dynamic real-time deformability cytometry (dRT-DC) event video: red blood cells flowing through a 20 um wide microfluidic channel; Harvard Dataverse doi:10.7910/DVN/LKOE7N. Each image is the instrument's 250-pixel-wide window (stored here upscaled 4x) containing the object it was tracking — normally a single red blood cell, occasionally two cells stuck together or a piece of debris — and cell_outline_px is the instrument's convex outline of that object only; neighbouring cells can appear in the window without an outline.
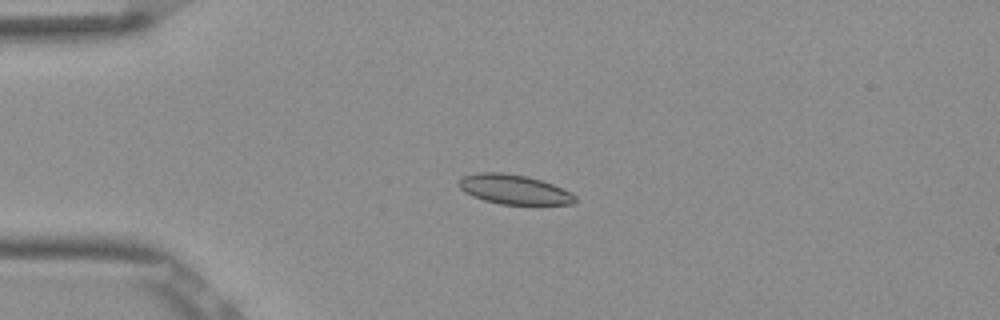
{"species": "Egyptian fruit bat (a non-hibernating species)", "species_latin": "Rousettus aegyptiacus", "temperature_condition": "room temperature", "stored_images_in_passage": 44, "camera_frame_rate_fps": 3000, "um_per_image_px": 0.085, "frame": {"image": 1, "passage_image": 13, "time_ms": 4.0, "image_size_px": [1000, 320], "cell_outline_px": [[576, 200], [572, 204], [500, 204], [484, 200], [472, 196], [464, 192], [460, 188], [460, 180], [464, 176], [476, 172], [500, 172], [524, 176], [540, 180], [552, 184], [576, 196]], "centroid_in_image_um": [43.65, 16.1], "position_along_channel_um": 41.3, "area_um2": 19.65}}
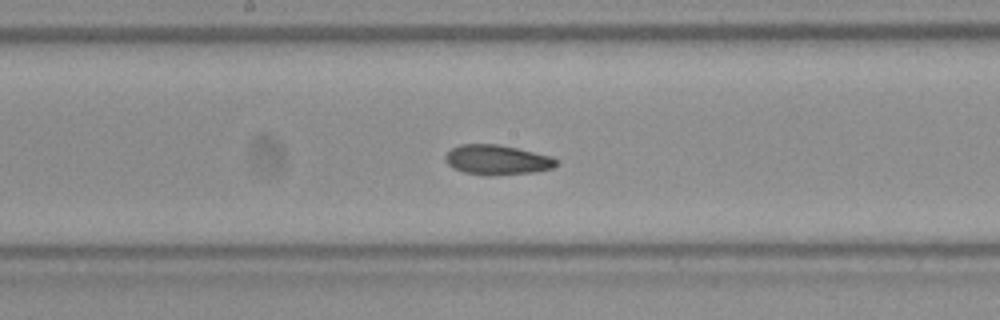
{"frame": {"image": 2, "passage_image": 28, "time_ms": 9.0, "image_size_px": [1000, 320], "cell_outline_px": [[560, 164], [552, 168], [536, 172], [464, 172], [452, 168], [444, 160], [444, 156], [452, 148], [460, 144], [500, 144], [552, 156], [560, 160]], "centroid_in_image_um": [42.29, 13.52], "position_along_channel_um": 205.9, "area_um2": 18.61}}
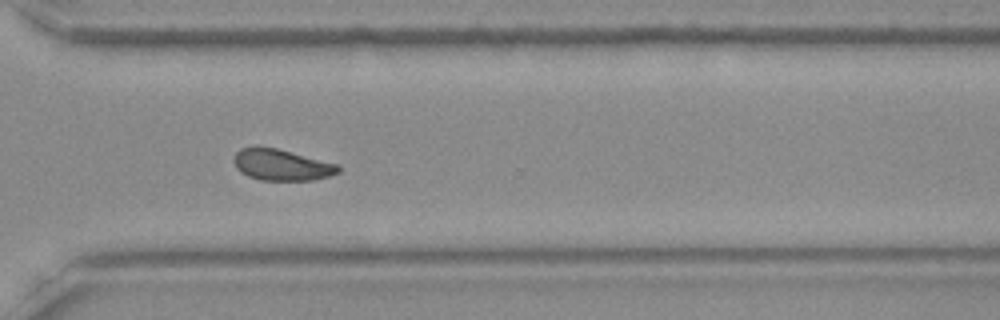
{"frame": {"image": 3, "passage_image": 39, "time_ms": 12.667, "image_size_px": [1000, 320], "cell_outline_px": [[340, 172], [328, 176], [312, 180], [260, 180], [248, 176], [240, 172], [236, 168], [232, 160], [236, 152], [240, 148], [256, 144], [276, 148], [340, 164]], "centroid_in_image_um": [23.89, 13.98], "position_along_channel_um": 346.7, "area_um2": 19.48}, "authors_computed_cell_mechanics": {"area_um2": 19.7676, "velocity_mm_per_s": 3.8423, "shape_relaxation_time_tau1_ms": null, "shape_relaxation_time_tau2_ms": 2.4845, "deformation_change_tau1": null, "deformation_change_tau2": 0.0774}}